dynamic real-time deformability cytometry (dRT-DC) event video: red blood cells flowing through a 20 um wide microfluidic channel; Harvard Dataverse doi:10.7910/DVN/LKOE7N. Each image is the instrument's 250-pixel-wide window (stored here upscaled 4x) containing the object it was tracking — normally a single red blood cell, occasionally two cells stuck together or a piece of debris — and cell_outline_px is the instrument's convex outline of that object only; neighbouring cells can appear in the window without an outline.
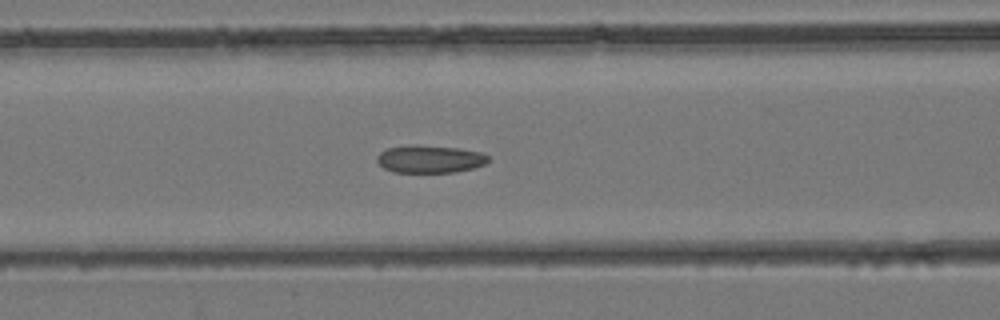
{"species": "common noctule bat (a hibernating species)", "species_latin": "Nyctalus noctula", "temperature_condition": "room temperature", "stored_images_in_passage": 43, "camera_frame_rate_fps": 3000, "um_per_image_px": 0.085, "animal": {"sex": "female", "body_mass_g": 24.6, "forearm_length_mm": 56.2}, "frame": {"image": 1, "passage_image": 18, "time_ms": 5.667, "image_size_px": [1000, 320], "cell_outline_px": [[488, 160], [484, 164], [472, 168], [456, 172], [392, 172], [384, 168], [376, 160], [376, 156], [380, 152], [388, 148], [408, 144], [416, 144], [460, 148], [484, 152], [488, 156]], "centroid_in_image_um": [36.52, 13.5], "position_along_channel_um": 130.1, "area_um2": 18.15}}
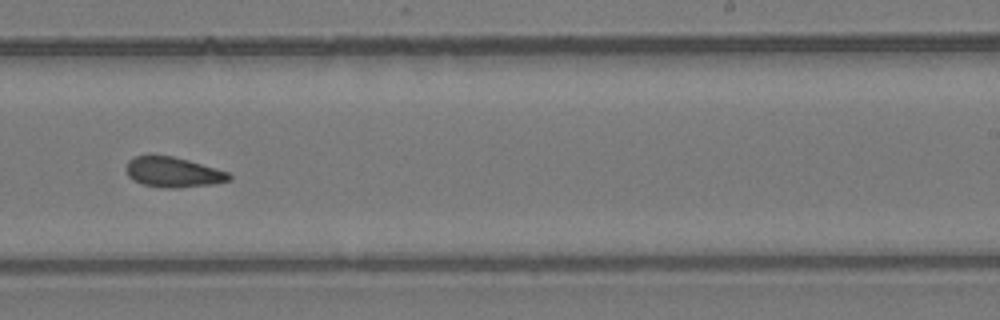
{"frame": {"image": 2, "passage_image": 27, "time_ms": 8.667, "image_size_px": [1000, 320], "cell_outline_px": [[232, 180], [212, 184], [176, 188], [168, 188], [144, 184], [132, 180], [128, 176], [124, 168], [128, 160], [136, 156], [148, 152], [172, 156], [188, 160], [216, 168], [228, 172], [232, 176]], "centroid_in_image_um": [14.66, 14.6], "position_along_channel_um": 274.3, "area_um2": 18.55}}
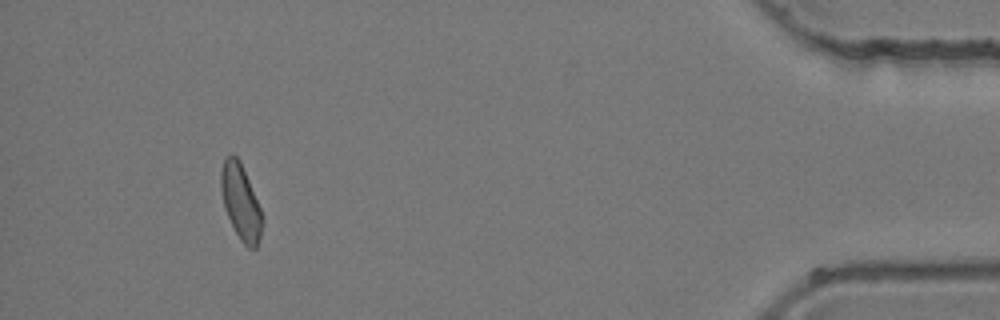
{"frame": {"image": 3, "passage_image": 40, "time_ms": 13.0, "image_size_px": [1000, 320], "cell_outline_px": [[264, 220], [260, 236], [256, 248], [248, 248], [240, 240], [224, 208], [220, 188], [220, 172], [224, 156], [232, 152], [240, 160], [264, 216]], "centroid_in_image_um": [20.45, 17.13], "position_along_channel_um": 414.7, "area_um2": 18.38}}